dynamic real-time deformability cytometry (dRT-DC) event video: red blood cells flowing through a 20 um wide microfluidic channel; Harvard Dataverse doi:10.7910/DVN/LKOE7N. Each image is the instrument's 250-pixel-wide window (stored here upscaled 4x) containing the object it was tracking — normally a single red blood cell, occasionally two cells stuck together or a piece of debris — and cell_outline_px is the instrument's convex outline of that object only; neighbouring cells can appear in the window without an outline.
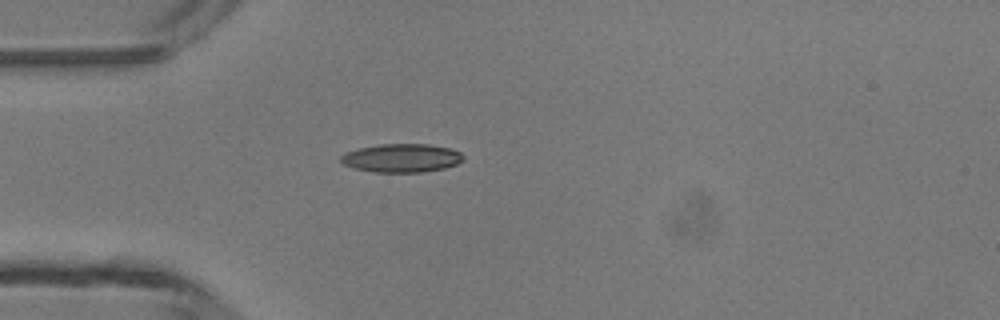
{"species": "common noctule bat (a hibernating species)", "species_latin": "Nyctalus noctula", "temperature_condition": "room temperature", "stored_images_in_passage": 1, "camera_frame_rate_fps": 3000, "um_per_image_px": 0.085, "animal": {"sex": "male", "body_mass_g": 13.3}, "frame": {"image": 1, "passage_image": 1, "time_ms": 0.0, "image_size_px": [1000, 320], "cell_outline_px": [[464, 156], [456, 164], [444, 168], [420, 172], [372, 172], [352, 168], [344, 164], [340, 160], [340, 156], [344, 152], [360, 148], [380, 144], [428, 144], [448, 148], [460, 152]], "centroid_in_image_um": [34.08, 13.43], "position_along_channel_um": 50.9, "area_um2": 20.23}}